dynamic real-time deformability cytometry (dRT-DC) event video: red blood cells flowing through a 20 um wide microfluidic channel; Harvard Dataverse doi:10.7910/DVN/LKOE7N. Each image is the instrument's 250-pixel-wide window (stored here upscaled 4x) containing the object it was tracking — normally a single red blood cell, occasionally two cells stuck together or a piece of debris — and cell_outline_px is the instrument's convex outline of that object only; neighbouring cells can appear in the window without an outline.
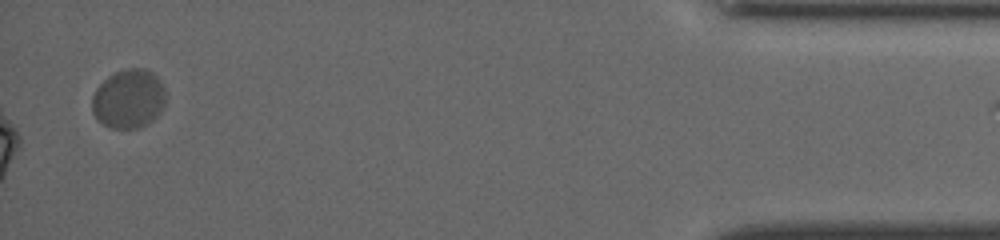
{"species": "common noctule bat (a hibernating species)", "species_latin": "Nyctalus noctula", "temperature_condition": "cold", "stored_images_in_passage": 56, "camera_frame_rate_fps": 3000, "um_per_image_px": 0.085, "animal": {"sex": "female", "body_mass_g": 19.5, "forearm_length_mm": 54.1}, "frame": {"image": 1, "passage_image": 56, "time_ms": 18.333, "image_size_px": [1000, 240], "cell_outline_px": [[164, 104], [160, 112], [152, 120], [140, 128], [108, 128], [92, 112], [92, 96], [96, 88], [108, 76], [116, 72], [128, 68], [144, 68], [152, 72], [160, 80], [164, 88]], "centroid_in_image_um": [10.93, 8.39], "position_along_channel_um": 424.3, "area_um2": 25.2}, "authors_computed_cell_mechanics": {"area_um2": 19.363, "velocity_mm_per_s": 3.8541, "shape_relaxation_time_tau1_ms": null, "shape_relaxation_time_tau2_ms": 1.775, "deformation_change_tau1": null, "deformation_change_tau2": 0.1042}}